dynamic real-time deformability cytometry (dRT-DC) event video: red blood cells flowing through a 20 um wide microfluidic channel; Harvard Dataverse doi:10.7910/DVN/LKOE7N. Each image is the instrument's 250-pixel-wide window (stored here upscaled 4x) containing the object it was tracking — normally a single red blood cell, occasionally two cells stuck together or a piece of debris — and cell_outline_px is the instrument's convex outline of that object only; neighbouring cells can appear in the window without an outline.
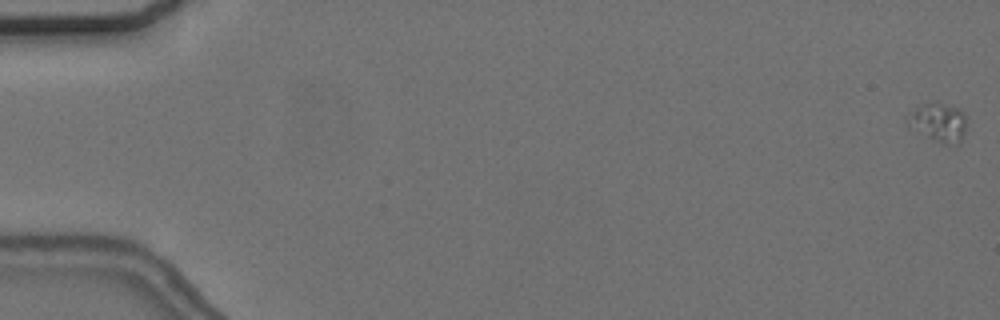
{"species": "common noctule bat (a hibernating species)", "species_latin": "Nyctalus noctula", "temperature_condition": "cold", "stored_images_in_passage": 53, "camera_frame_rate_fps": 3000, "um_per_image_px": 0.085, "animal": {"sex": "female", "body_mass_g": 24.6, "forearm_length_mm": 56.2}, "frame": {"image": 1, "passage_image": 1, "time_ms": 0.0, "image_size_px": [1000, 320], "cell_outline_px": [[964, 132], [960, 144], [944, 144], [908, 128], [904, 124], [904, 116], [916, 108], [924, 104], [944, 104], [956, 108], [964, 116]], "centroid_in_image_um": [79.66, 10.44], "position_along_channel_um": 5.3, "area_um2": 13.12}}
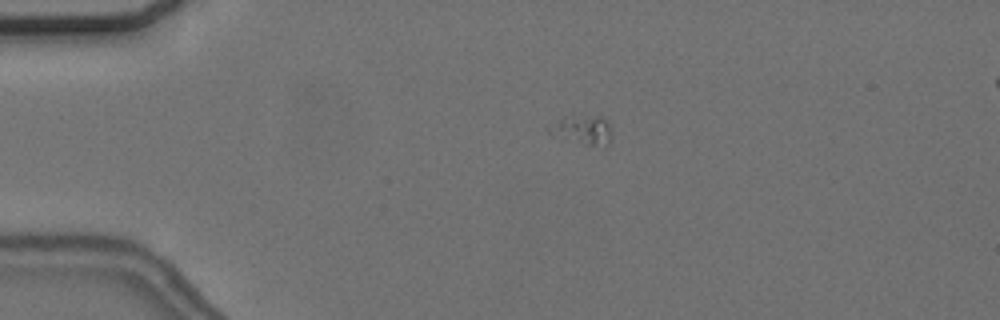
{"frame": {"image": 2, "passage_image": 14, "time_ms": 4.333, "image_size_px": [1000, 320], "cell_outline_px": [[612, 140], [604, 148], [552, 136], [544, 128], [564, 116], [604, 116], [608, 120], [612, 132]], "centroid_in_image_um": [49.54, 11.04], "position_along_channel_um": 35.5, "area_um2": 11.1}}